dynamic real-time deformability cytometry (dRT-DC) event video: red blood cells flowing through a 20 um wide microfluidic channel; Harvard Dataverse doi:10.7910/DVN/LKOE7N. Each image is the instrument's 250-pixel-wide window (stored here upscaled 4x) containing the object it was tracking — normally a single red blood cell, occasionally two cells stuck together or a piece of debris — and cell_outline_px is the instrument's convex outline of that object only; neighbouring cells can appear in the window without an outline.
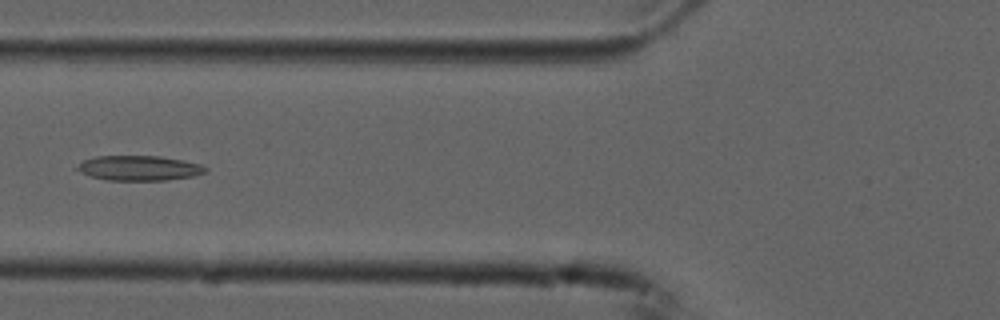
{"species": "common noctule bat (a hibernating species)", "species_latin": "Nyctalus noctula", "temperature_condition": "cold", "stored_images_in_passage": 5, "camera_frame_rate_fps": 3000, "um_per_image_px": 0.085, "animal": {"sex": "male", "forearm_length_mm": 52.5}, "frame": {"image": 1, "passage_image": 5, "time_ms": 1.333, "image_size_px": [1000, 320], "cell_outline_px": [[208, 168], [204, 172], [192, 176], [164, 180], [108, 180], [88, 176], [76, 168], [84, 160], [96, 156], [160, 156], [184, 160], [200, 164]], "centroid_in_image_um": [11.82, 14.28], "position_along_channel_um": 114.0, "area_um2": 18.44}}